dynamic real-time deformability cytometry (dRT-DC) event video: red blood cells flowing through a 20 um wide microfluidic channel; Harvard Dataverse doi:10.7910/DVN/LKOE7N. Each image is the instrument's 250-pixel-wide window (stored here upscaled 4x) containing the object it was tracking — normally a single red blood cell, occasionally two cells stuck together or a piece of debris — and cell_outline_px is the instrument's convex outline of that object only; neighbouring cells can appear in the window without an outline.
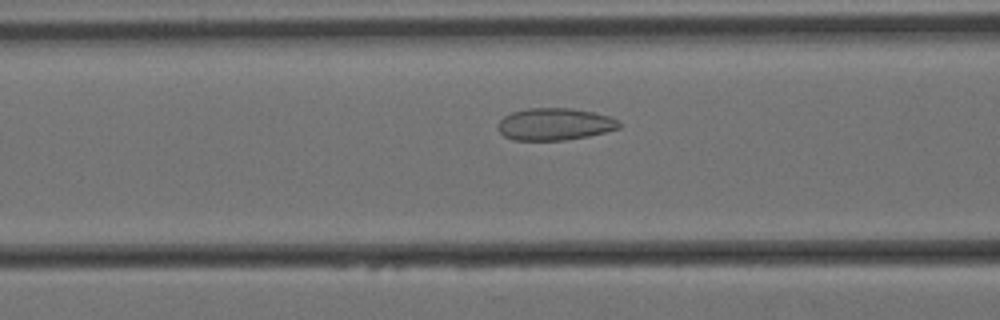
{"species": "Egyptian fruit bat (a non-hibernating species)", "species_latin": "Rousettus aegyptiacus", "temperature_condition": "cold", "stored_images_in_passage": 55, "camera_frame_rate_fps": 3000, "um_per_image_px": 0.085, "animal": {"sex": "female"}, "frame": {"image": 1, "passage_image": 19, "time_ms": 6.0, "image_size_px": [1000, 320], "cell_outline_px": [[620, 128], [588, 136], [564, 140], [512, 140], [504, 136], [496, 128], [500, 120], [504, 116], [512, 112], [528, 108], [572, 108], [592, 112], [608, 116], [620, 120]], "centroid_in_image_um": [47.13, 10.55], "position_along_channel_um": 119.5, "area_um2": 22.72}}
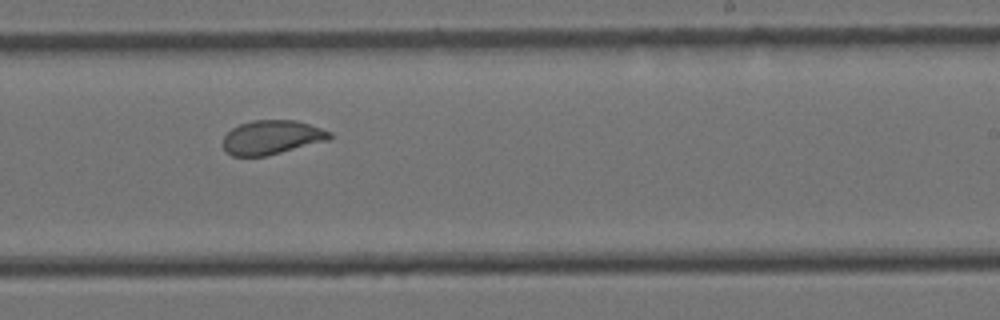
{"frame": {"image": 2, "passage_image": 32, "time_ms": 10.333, "image_size_px": [1000, 320], "cell_outline_px": [[332, 136], [328, 140], [264, 156], [232, 156], [224, 148], [224, 136], [232, 128], [240, 124], [252, 120], [296, 120], [332, 132]], "centroid_in_image_um": [23.1, 11.66], "position_along_channel_um": 265.9, "area_um2": 20.87}}
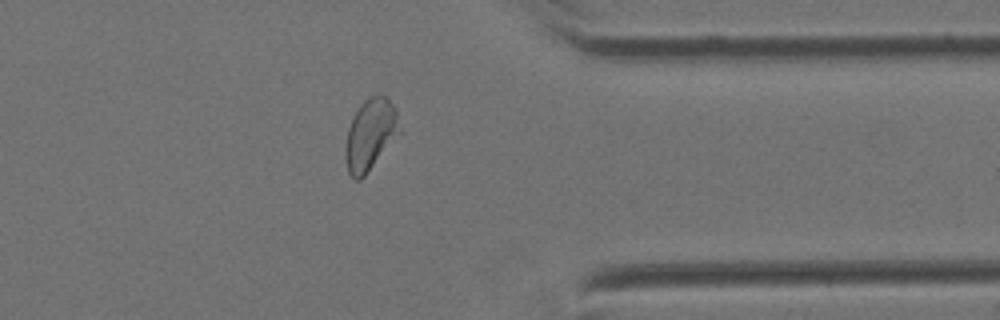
{"frame": {"image": 3, "passage_image": 43, "time_ms": 14.0, "image_size_px": [1000, 320], "cell_outline_px": [[400, 132], [364, 176], [360, 180], [356, 180], [348, 172], [344, 156], [348, 128], [360, 104], [364, 100], [372, 96], [388, 96], [396, 108], [400, 128]], "centroid_in_image_um": [31.47, 11.42], "position_along_channel_um": 379.9, "area_um2": 22.14}, "authors_computed_cell_mechanics": {"area_um2": 23.409, "velocity_mm_per_s": 3.3952, "shape_relaxation_time_tau1_ms": 8.0144, "shape_relaxation_time_tau2_ms": 1.0831, "deformation_change_tau1": 0.1344, "deformation_change_tau2": 0.0522}}